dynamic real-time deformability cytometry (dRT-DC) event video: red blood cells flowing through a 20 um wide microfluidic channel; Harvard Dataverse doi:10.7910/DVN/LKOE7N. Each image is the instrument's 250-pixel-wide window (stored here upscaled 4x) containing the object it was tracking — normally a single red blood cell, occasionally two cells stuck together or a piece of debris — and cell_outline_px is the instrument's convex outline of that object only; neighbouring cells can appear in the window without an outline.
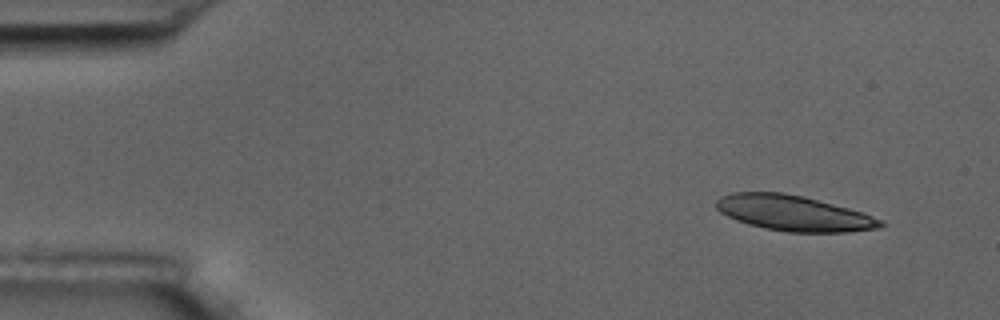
{"species": "common noctule bat (a hibernating species)", "species_latin": "Nyctalus noctula", "temperature_condition": "room temperature", "stored_images_in_passage": 4, "camera_frame_rate_fps": 3000, "um_per_image_px": 0.085, "animal": {"sex": "male", "body_mass_g": 17.5, "forearm_length_mm": 52.3}, "frame": {"image": 1, "passage_image": 1, "time_ms": 0.0, "image_size_px": [1000, 320], "cell_outline_px": [[888, 224], [880, 228], [848, 232], [788, 232], [764, 228], [748, 224], [736, 220], [720, 212], [716, 208], [716, 200], [720, 196], [732, 192], [784, 192], [804, 196], [848, 208], [872, 216]], "centroid_in_image_um": [67.44, 18.11], "position_along_channel_um": 17.6, "area_um2": 33.99}}